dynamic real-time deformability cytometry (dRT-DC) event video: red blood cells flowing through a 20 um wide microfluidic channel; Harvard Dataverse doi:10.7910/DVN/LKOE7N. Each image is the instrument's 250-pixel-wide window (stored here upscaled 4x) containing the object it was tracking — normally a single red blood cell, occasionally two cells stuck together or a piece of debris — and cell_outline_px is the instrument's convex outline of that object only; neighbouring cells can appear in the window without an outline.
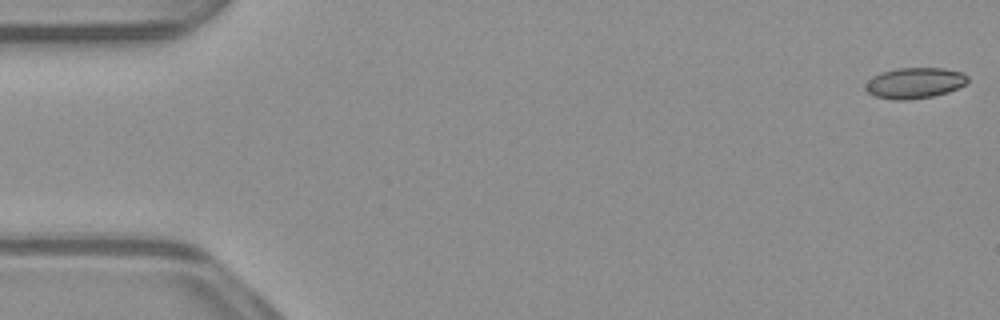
{"species": "common noctule bat (a hibernating species)", "species_latin": "Nyctalus noctula", "temperature_condition": "warm", "stored_images_in_passage": 49, "camera_frame_rate_fps": 3000, "um_per_image_px": 0.085, "animal": {"sex": "male", "body_mass_g": 23.1, "forearm_length_mm": 52.7}, "frame": {"image": 1, "passage_image": 1, "time_ms": 0.0, "image_size_px": [1000, 320], "cell_outline_px": [[968, 80], [964, 84], [948, 92], [932, 96], [904, 100], [896, 100], [876, 96], [868, 92], [864, 88], [868, 80], [872, 76], [884, 72], [900, 68], [944, 68], [964, 72], [968, 76]], "centroid_in_image_um": [77.76, 7.04], "position_along_channel_um": 7.2, "area_um2": 18.15}}
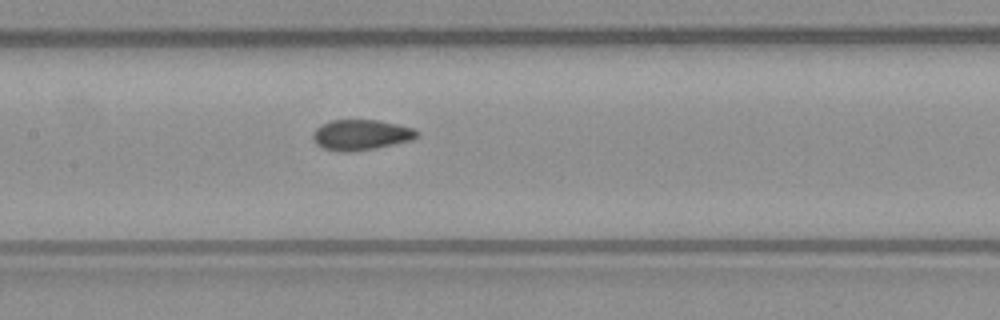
{"frame": {"image": 2, "passage_image": 25, "time_ms": 8.0, "image_size_px": [1000, 320], "cell_outline_px": [[420, 132], [412, 140], [376, 148], [352, 152], [336, 152], [324, 148], [316, 144], [312, 140], [312, 132], [320, 124], [332, 120], [376, 120], [396, 124], [412, 128]], "centroid_in_image_um": [30.63, 11.47], "position_along_channel_um": 176.8, "area_um2": 18.61}}
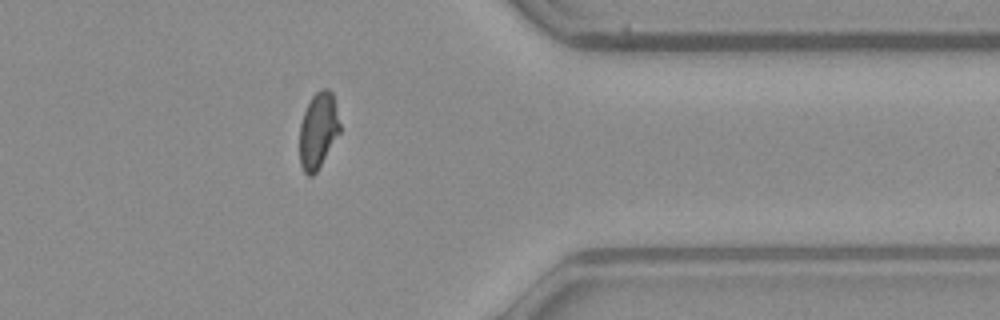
{"frame": {"image": 3, "passage_image": 42, "time_ms": 13.667, "image_size_px": [1000, 320], "cell_outline_px": [[340, 132], [316, 172], [312, 176], [308, 176], [304, 172], [300, 164], [300, 124], [304, 112], [312, 96], [320, 88], [328, 88], [332, 92], [340, 124]], "centroid_in_image_um": [27.04, 11.08], "position_along_channel_um": 384.4, "area_um2": 17.69}, "authors_computed_cell_mechanics": {"area_um2": 18.3804, "velocity_mm_per_s": 3.9456, "shape_relaxation_time_tau1_ms": null, "shape_relaxation_time_tau2_ms": 1.1783, "deformation_change_tau1": null, "deformation_change_tau2": 0.0473}}